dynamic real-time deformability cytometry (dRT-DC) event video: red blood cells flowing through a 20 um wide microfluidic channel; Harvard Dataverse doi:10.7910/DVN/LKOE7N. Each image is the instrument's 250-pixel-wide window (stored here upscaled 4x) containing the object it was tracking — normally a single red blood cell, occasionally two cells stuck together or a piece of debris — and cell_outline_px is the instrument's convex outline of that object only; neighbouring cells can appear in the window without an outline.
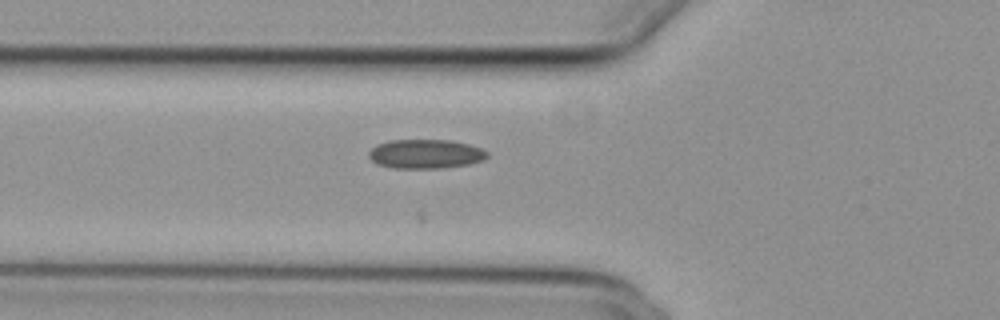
{"species": "common noctule bat (a hibernating species)", "species_latin": "Nyctalus noctula", "temperature_condition": "cold", "stored_images_in_passage": 21, "camera_frame_rate_fps": 3000, "um_per_image_px": 0.085, "animal": {"sex": "female", "body_mass_g": 29.2, "forearm_length_mm": 56.3}, "frame": {"image": 1, "passage_image": 2, "time_ms": 0.333, "image_size_px": [1000, 320], "cell_outline_px": [[488, 156], [484, 160], [468, 164], [444, 168], [392, 168], [376, 164], [368, 156], [368, 152], [376, 144], [388, 140], [448, 140], [468, 144], [480, 148], [488, 152]], "centroid_in_image_um": [36.14, 13.09], "position_along_channel_um": 89.7, "area_um2": 20.23}}
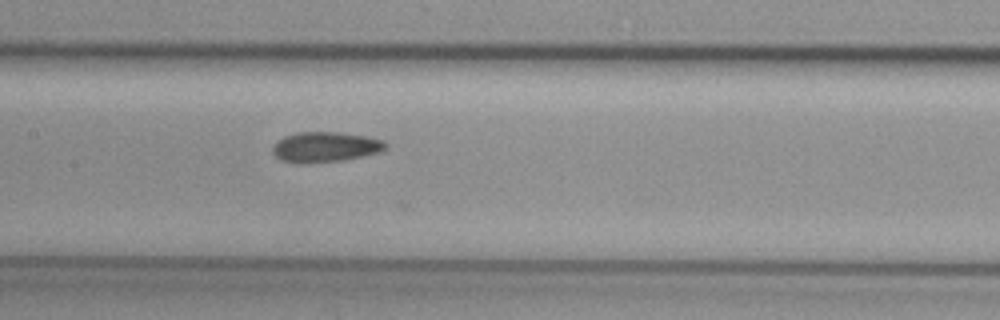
{"frame": {"image": 2, "passage_image": 9, "time_ms": 2.667, "image_size_px": [1000, 320], "cell_outline_px": [[388, 148], [380, 152], [364, 156], [344, 160], [280, 160], [272, 152], [272, 148], [276, 140], [284, 136], [296, 132], [340, 132], [364, 136], [384, 140], [388, 144]], "centroid_in_image_um": [27.71, 12.44], "position_along_channel_um": 179.7, "area_um2": 19.31}}
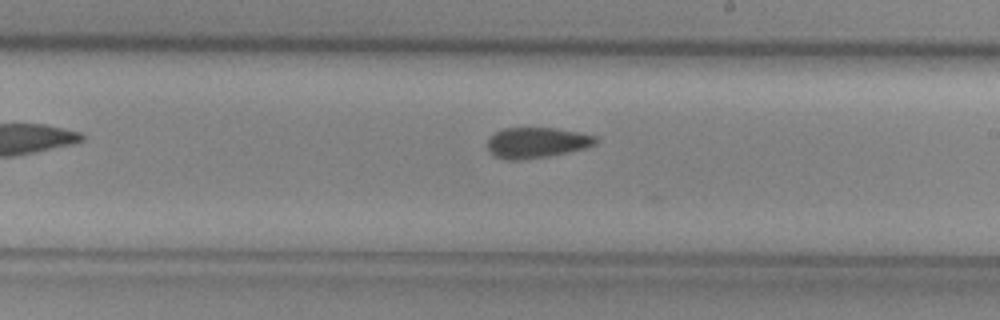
{"frame": {"image": 3, "passage_image": 14, "time_ms": 4.333, "image_size_px": [1000, 320], "cell_outline_px": [[600, 140], [596, 144], [584, 148], [568, 152], [548, 156], [520, 160], [504, 160], [496, 156], [488, 148], [488, 140], [496, 132], [504, 128], [556, 128], [596, 136]], "centroid_in_image_um": [45.64, 12.13], "position_along_channel_um": 243.4, "area_um2": 19.13}}